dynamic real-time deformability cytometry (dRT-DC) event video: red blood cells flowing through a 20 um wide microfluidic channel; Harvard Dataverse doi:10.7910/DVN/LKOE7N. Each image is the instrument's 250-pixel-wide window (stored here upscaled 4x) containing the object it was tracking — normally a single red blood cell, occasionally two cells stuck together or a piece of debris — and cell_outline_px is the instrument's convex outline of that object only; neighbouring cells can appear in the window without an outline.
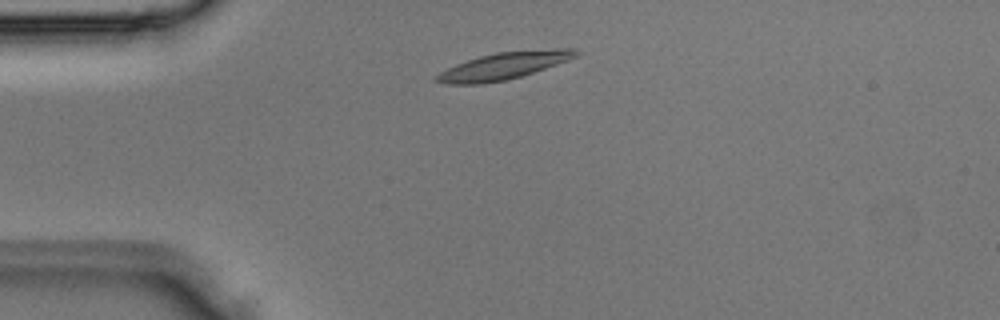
{"species": "Egyptian fruit bat (a non-hibernating species)", "species_latin": "Rousettus aegyptiacus", "temperature_condition": "room temperature", "stored_images_in_passage": 1, "camera_frame_rate_fps": 3000, "um_per_image_px": 0.085, "animal": {"sex": "male"}, "frame": {"image": 1, "passage_image": 1, "time_ms": 0.0, "image_size_px": [1000, 320], "cell_outline_px": [[580, 56], [520, 76], [504, 80], [484, 84], [448, 84], [436, 80], [436, 76], [440, 72], [456, 64], [480, 56], [496, 52], [560, 48], [576, 48], [580, 52]], "centroid_in_image_um": [42.87, 5.58], "position_along_channel_um": 42.1, "area_um2": 21.68}}